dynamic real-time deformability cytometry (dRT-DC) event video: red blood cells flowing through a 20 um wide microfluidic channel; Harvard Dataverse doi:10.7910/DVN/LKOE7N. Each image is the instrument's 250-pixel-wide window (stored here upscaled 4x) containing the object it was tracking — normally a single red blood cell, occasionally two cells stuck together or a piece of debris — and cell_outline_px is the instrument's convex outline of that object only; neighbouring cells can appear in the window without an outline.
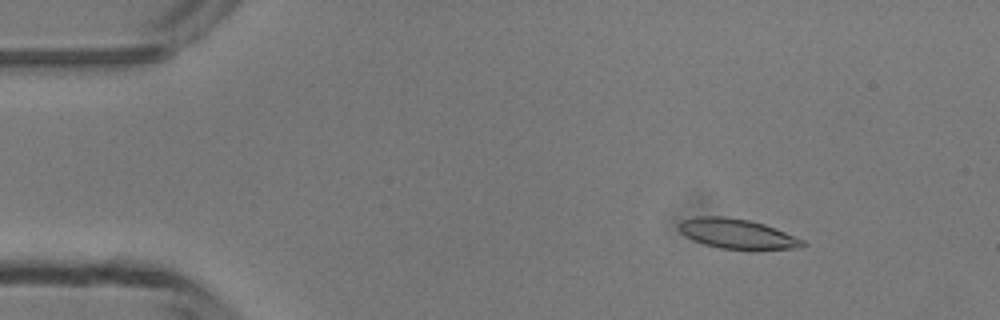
{"species": "common noctule bat (a hibernating species)", "species_latin": "Nyctalus noctula", "temperature_condition": "room temperature", "stored_images_in_passage": 45, "camera_frame_rate_fps": 3000, "um_per_image_px": 0.085, "animal": {"sex": "male", "body_mass_g": 13.3}, "frame": {"image": 1, "passage_image": 3, "time_ms": 0.667, "image_size_px": [1000, 320], "cell_outline_px": [[808, 244], [800, 248], [720, 248], [704, 244], [692, 240], [684, 236], [680, 232], [680, 224], [684, 220], [696, 216], [724, 216], [748, 220], [764, 224], [804, 240]], "centroid_in_image_um": [62.63, 19.85], "position_along_channel_um": 22.4, "area_um2": 20.98}}
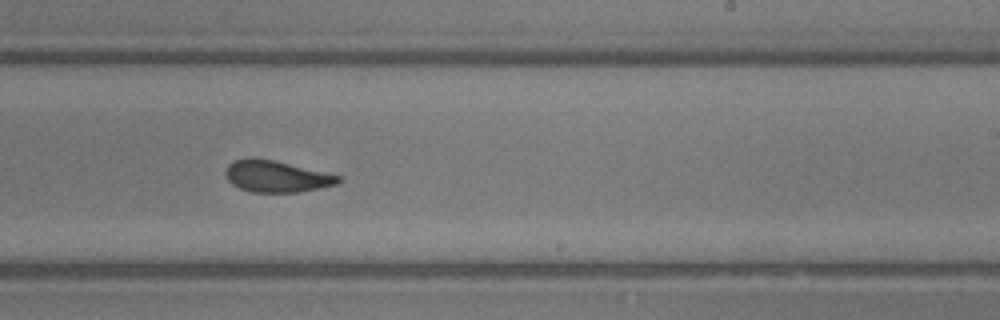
{"frame": {"image": 2, "passage_image": 26, "time_ms": 8.333, "image_size_px": [1000, 320], "cell_outline_px": [[344, 180], [336, 184], [300, 192], [252, 192], [240, 188], [232, 184], [224, 176], [224, 172], [228, 164], [236, 160], [248, 156], [252, 156], [272, 160], [340, 176]], "centroid_in_image_um": [23.44, 14.98], "position_along_channel_um": 265.6, "area_um2": 20.69}}
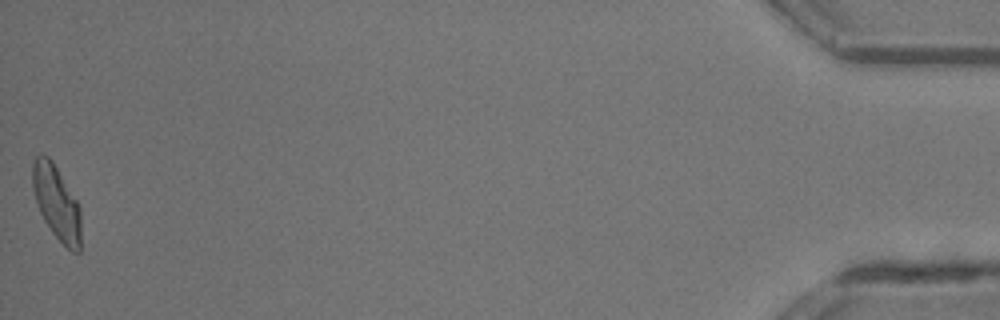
{"frame": {"image": 3, "passage_image": 45, "time_ms": 14.667, "image_size_px": [1000, 320], "cell_outline_px": [[80, 252], [72, 252], [52, 232], [44, 220], [40, 212], [32, 188], [32, 160], [40, 152], [48, 156], [52, 160], [76, 200], [80, 208]], "centroid_in_image_um": [4.78, 17.18], "position_along_channel_um": 430.4, "area_um2": 20.81}, "authors_computed_cell_mechanics": {"area_um2": 21.097, "velocity_mm_per_s": 4.2265, "shape_relaxation_time_tau1_ms": 3.3428, "shape_relaxation_time_tau2_ms": 1.4172, "deformation_change_tau1": 0.1579, "deformation_change_tau2": 0.0891}}